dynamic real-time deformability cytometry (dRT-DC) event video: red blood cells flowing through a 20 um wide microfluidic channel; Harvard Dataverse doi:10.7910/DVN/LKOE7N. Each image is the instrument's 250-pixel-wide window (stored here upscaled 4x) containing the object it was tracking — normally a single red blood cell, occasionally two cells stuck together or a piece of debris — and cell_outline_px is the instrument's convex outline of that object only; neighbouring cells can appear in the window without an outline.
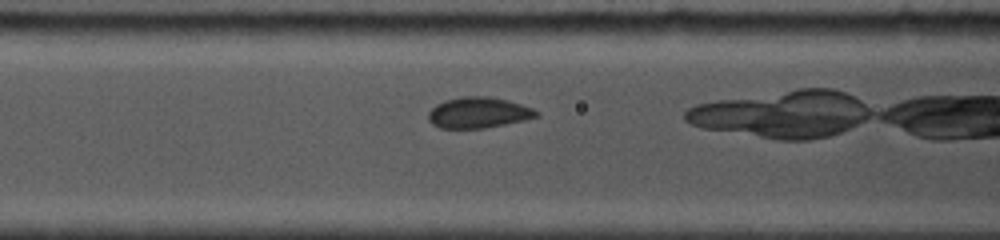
{"species": "common noctule bat (a hibernating species)", "species_latin": "Nyctalus noctula", "temperature_condition": "cold", "stored_images_in_passage": 7, "camera_frame_rate_fps": 5000, "um_per_image_px": 0.085, "animal": {"sex": "female", "body_mass_g": 19.0, "forearm_length_mm": 53.3}, "frame": {"image": 1, "passage_image": 3, "time_ms": 1.4, "image_size_px": [1000, 240], "cell_outline_px": [[540, 116], [524, 120], [484, 128], [440, 128], [432, 124], [428, 120], [428, 112], [436, 104], [444, 100], [464, 96], [492, 96], [520, 104], [532, 108], [540, 112]], "centroid_in_image_um": [40.66, 9.57], "position_along_channel_um": 125.9, "area_um2": 19.48}}